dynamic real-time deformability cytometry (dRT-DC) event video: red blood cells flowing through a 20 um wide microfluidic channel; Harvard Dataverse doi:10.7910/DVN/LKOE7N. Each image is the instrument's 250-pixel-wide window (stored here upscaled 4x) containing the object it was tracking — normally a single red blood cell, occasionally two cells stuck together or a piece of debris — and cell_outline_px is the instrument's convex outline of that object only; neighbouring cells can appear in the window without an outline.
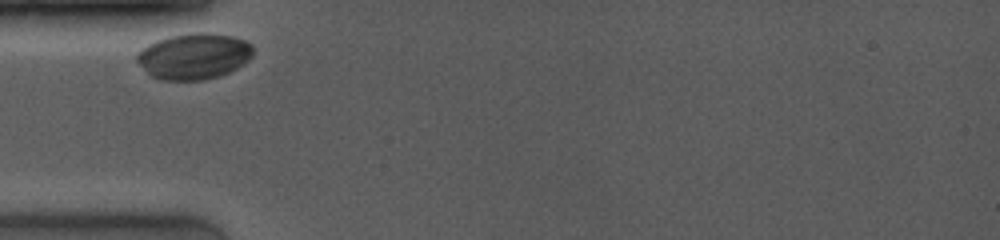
{"species": "common noctule bat (a hibernating species)", "species_latin": "Nyctalus noctula", "temperature_condition": "room temperature", "stored_images_in_passage": 4, "camera_frame_rate_fps": 4000, "um_per_image_px": 0.085, "animal": {"sex": "female", "body_mass_g": 19.0, "forearm_length_mm": 53.3}, "frame": {"image": 1, "passage_image": 1, "time_ms": 0.0, "image_size_px": [1000, 240], "cell_outline_px": [[252, 56], [248, 60], [236, 68], [228, 72], [204, 80], [164, 80], [152, 76], [136, 60], [136, 52], [148, 44], [172, 36], [196, 32], [204, 32], [232, 36], [244, 40], [252, 44]], "centroid_in_image_um": [16.48, 4.77], "position_along_channel_um": 68.5, "area_um2": 30.75}}
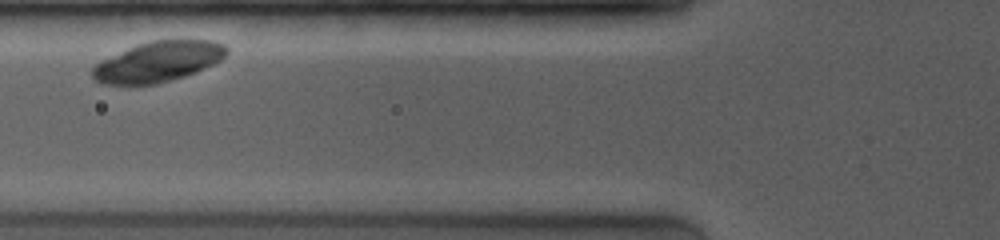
{"frame": {"image": 2, "passage_image": 3, "time_ms": 1.25, "image_size_px": [1000, 240], "cell_outline_px": [[228, 52], [220, 60], [196, 72], [184, 76], [156, 84], [128, 88], [104, 84], [96, 80], [92, 76], [92, 68], [100, 60], [136, 44], [152, 40], [212, 40], [224, 44], [228, 48]], "centroid_in_image_um": [13.37, 5.27], "position_along_channel_um": 112.4, "area_um2": 32.19}}